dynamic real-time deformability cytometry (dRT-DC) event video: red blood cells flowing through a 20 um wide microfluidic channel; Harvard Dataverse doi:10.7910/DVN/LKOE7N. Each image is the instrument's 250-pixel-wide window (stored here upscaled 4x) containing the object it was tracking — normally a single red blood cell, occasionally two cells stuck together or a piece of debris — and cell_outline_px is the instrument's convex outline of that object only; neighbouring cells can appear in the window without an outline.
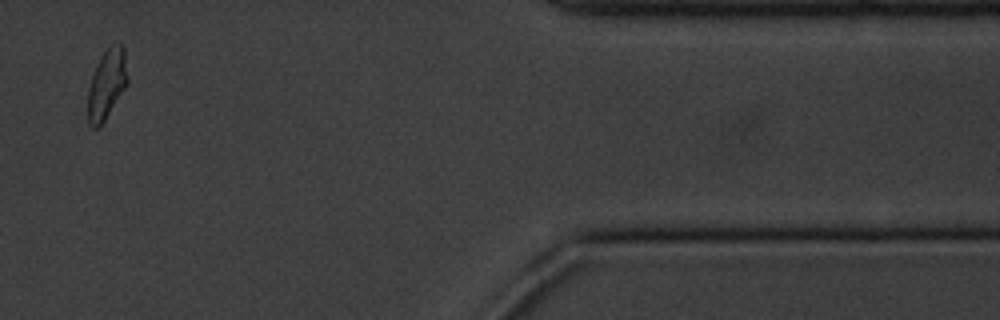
{"species": "common noctule bat (a hibernating species)", "species_latin": "Nyctalus noctula", "temperature_condition": "cold", "stored_images_in_passage": 17, "camera_frame_rate_fps": 3000, "um_per_image_px": 0.085, "animal": {"sex": "male", "body_mass_g": 20.1, "forearm_length_mm": 53.5}, "frame": {"image": 1, "passage_image": 15, "time_ms": 4.667, "image_size_px": [1000, 320], "cell_outline_px": [[128, 84], [100, 128], [92, 128], [88, 124], [88, 88], [92, 72], [100, 56], [108, 48], [120, 44], [124, 44], [128, 76]], "centroid_in_image_um": [9.08, 7.19], "position_along_channel_um": 402.3, "area_um2": 16.47}}